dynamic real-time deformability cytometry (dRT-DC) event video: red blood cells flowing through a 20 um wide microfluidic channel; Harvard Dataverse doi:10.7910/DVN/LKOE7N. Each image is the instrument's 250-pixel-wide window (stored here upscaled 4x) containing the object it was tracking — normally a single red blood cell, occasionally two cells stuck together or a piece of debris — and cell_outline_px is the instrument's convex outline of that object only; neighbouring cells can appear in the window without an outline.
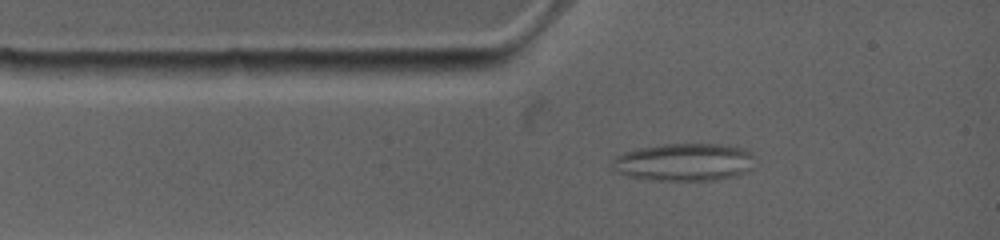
{"species": "common noctule bat (a hibernating species)", "species_latin": "Nyctalus noctula", "temperature_condition": "warm", "stored_images_in_passage": 73, "camera_frame_rate_fps": 4500, "um_per_image_px": 0.085, "animal": {"sex": "female", "body_mass_g": 19.0, "forearm_length_mm": 53.3}, "frame": {"image": 1, "passage_image": 6, "time_ms": 1.333, "image_size_px": [1000, 240], "cell_outline_px": [[760, 164], [756, 168], [748, 172], [736, 176], [708, 180], [652, 180], [628, 176], [612, 168], [616, 160], [620, 156], [628, 152], [644, 148], [680, 144], [700, 144], [736, 148], [748, 152]], "centroid_in_image_um": [58.28, 13.83], "position_along_channel_um": 26.7, "area_um2": 30.29}}
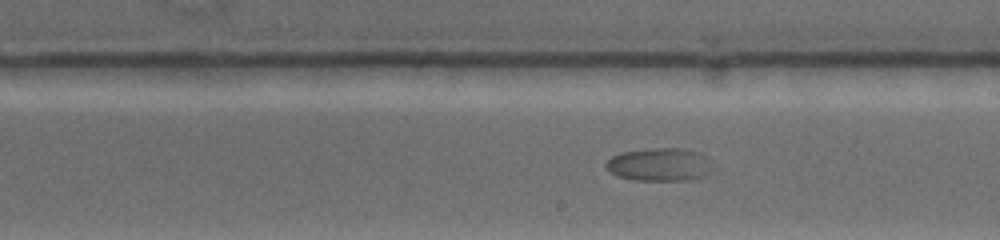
{"frame": {"image": 2, "passage_image": 34, "time_ms": 7.333, "image_size_px": [1000, 240], "cell_outline_px": [[708, 172], [704, 176], [692, 180], [632, 180], [616, 176], [604, 164], [612, 156], [628, 152], [680, 152]], "centroid_in_image_um": [55.65, 14.15], "position_along_channel_um": 233.4, "area_um2": 16.88}}
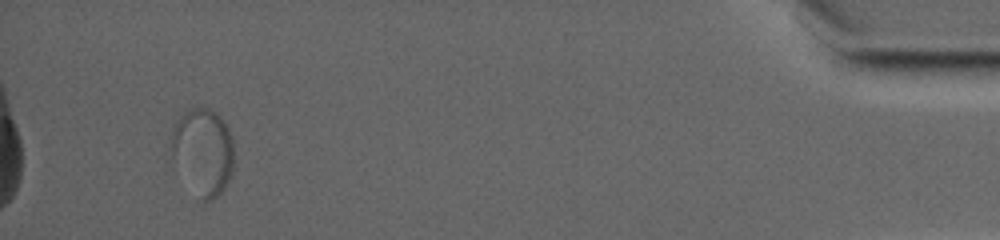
{"frame": {"image": 3, "passage_image": 65, "time_ms": 15.778, "image_size_px": [1000, 240], "cell_outline_px": [[232, 172], [224, 188], [212, 200], [200, 200], [172, 156], [172, 128], [176, 120], [188, 108], [208, 108], [216, 112], [224, 120], [232, 136]], "centroid_in_image_um": [17.27, 12.82], "position_along_channel_um": 417.9, "area_um2": 31.04}}